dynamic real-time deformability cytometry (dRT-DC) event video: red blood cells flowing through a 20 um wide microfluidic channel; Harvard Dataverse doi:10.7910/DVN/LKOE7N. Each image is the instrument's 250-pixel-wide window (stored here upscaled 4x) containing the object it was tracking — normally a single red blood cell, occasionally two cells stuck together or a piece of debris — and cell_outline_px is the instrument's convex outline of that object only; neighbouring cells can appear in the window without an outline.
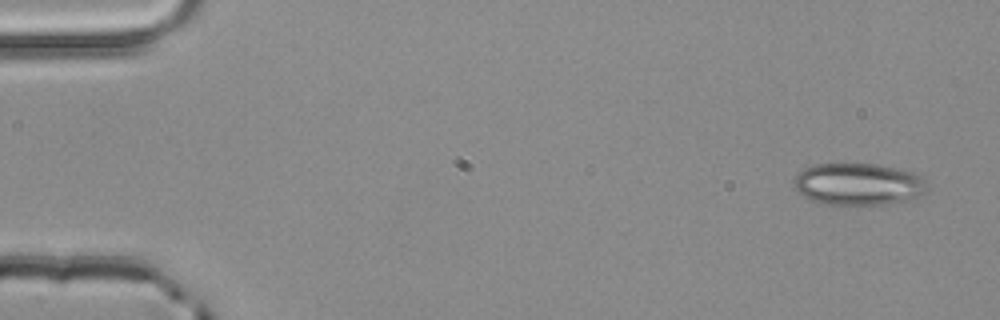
{"species": "common noctule bat (a hibernating species)", "species_latin": "Nyctalus noctula", "temperature_condition": "room temperature", "stored_images_in_passage": 4, "camera_frame_rate_fps": 3000, "um_per_image_px": 0.085, "animal": {"sex": "male", "body_mass_g": 20.4}, "frame": {"image": 1, "passage_image": 1, "time_ms": 0.0, "image_size_px": [1000, 320], "cell_outline_px": [[928, 188], [920, 196], [908, 200], [884, 204], [828, 204], [808, 200], [796, 192], [792, 180], [804, 168], [816, 164], [876, 164], [912, 172], [924, 176]], "centroid_in_image_um": [72.94, 15.65], "position_along_channel_um": 12.1, "area_um2": 32.77}}